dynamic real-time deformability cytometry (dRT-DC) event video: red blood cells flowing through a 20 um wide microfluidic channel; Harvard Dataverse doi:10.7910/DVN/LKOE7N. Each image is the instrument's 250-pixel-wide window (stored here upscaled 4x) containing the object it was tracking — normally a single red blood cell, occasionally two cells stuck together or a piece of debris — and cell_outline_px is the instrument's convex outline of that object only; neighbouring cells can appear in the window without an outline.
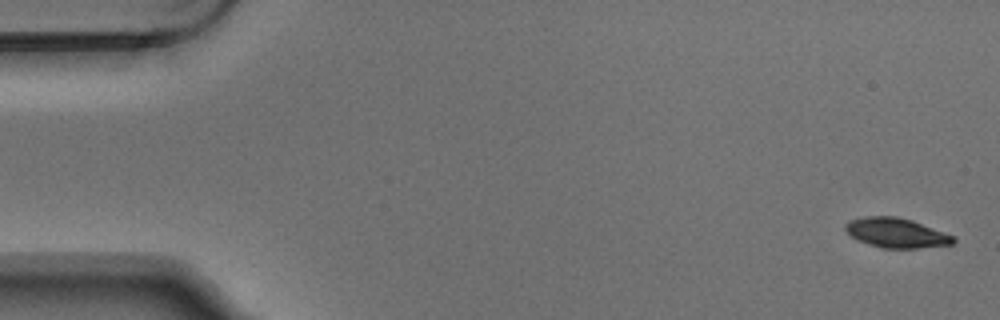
{"species": "Egyptian fruit bat (a non-hibernating species)", "species_latin": "Rousettus aegyptiacus", "temperature_condition": "warm", "stored_images_in_passage": 4, "camera_frame_rate_fps": 3000, "um_per_image_px": 0.085, "animal": {"sex": "male"}, "frame": {"image": 1, "passage_image": 1, "time_ms": 0.0, "image_size_px": [1000, 320], "cell_outline_px": [[956, 240], [952, 244], [916, 248], [880, 248], [856, 240], [844, 228], [844, 224], [848, 220], [864, 216], [896, 216], [912, 220], [956, 236]], "centroid_in_image_um": [76.17, 19.78], "position_along_channel_um": 8.8, "area_um2": 18.84}}
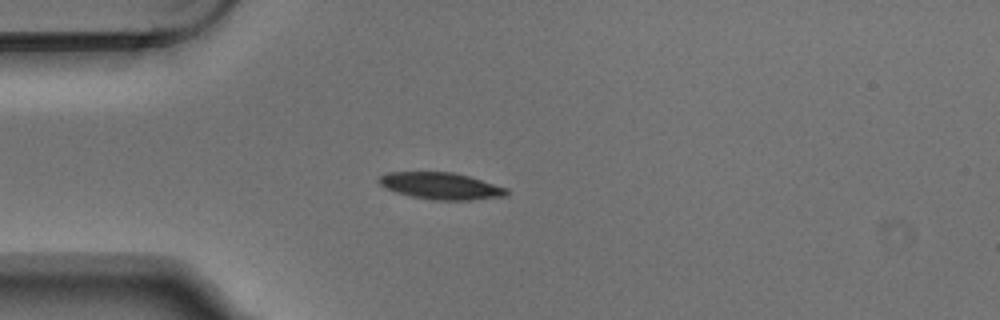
{"frame": {"image": 2, "passage_image": 3, "time_ms": 0.667, "image_size_px": [1000, 320], "cell_outline_px": [[508, 192], [504, 196], [472, 200], [432, 200], [412, 196], [396, 192], [380, 184], [376, 180], [380, 176], [388, 172], [452, 172], [468, 176], [508, 188]], "centroid_in_image_um": [37.47, 15.8], "position_along_channel_um": 47.5, "area_um2": 19.77}}